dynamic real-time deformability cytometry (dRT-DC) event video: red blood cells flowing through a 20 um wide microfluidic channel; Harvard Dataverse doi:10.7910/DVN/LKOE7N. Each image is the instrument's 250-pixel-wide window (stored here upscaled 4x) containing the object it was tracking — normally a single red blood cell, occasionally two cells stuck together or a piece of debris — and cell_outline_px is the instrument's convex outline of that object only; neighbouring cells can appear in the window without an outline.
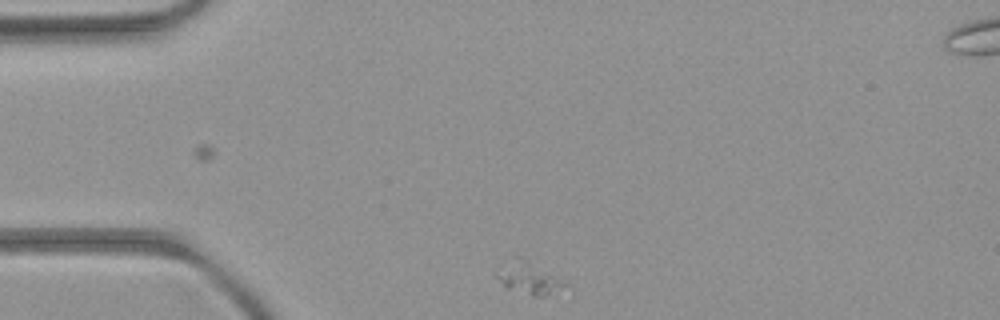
{"species": "common noctule bat (a hibernating species)", "species_latin": "Nyctalus noctula", "temperature_condition": "room temperature", "stored_images_in_passage": 2, "camera_frame_rate_fps": 3000, "um_per_image_px": 0.085, "animal": {"sex": "female", "body_mass_g": 21.9}, "frame": {"image": 1, "passage_image": 1, "time_ms": 0.0, "image_size_px": [1000, 320], "cell_outline_px": [[572, 284], [544, 296], [532, 296], [508, 288], [496, 276], [516, 256], [520, 256], [528, 260]], "centroid_in_image_um": [45.07, 23.66], "position_along_channel_um": 39.9, "area_um2": 12.2}}